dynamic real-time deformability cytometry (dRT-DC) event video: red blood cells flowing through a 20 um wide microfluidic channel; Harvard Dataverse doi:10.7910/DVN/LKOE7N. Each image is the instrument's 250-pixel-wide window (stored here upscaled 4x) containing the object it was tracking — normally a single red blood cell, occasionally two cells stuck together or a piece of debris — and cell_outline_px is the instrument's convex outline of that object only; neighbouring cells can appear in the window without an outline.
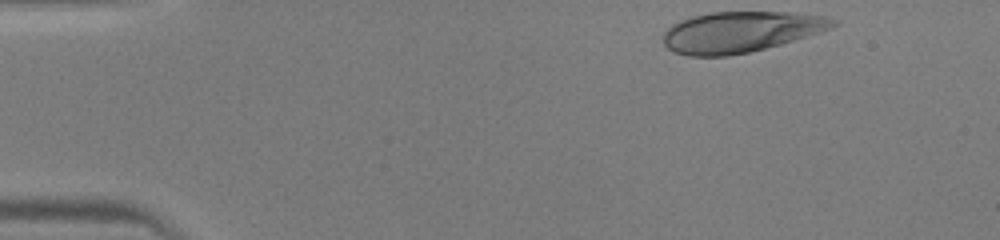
{"species": "human", "species_latin": "Homo sapiens", "temperature_condition": "warm", "stored_images_in_passage": 34, "camera_frame_rate_fps": 3000, "um_per_image_px": 0.085, "donor": {"sex": "male"}, "frame": {"image": 1, "passage_image": 1, "time_ms": 0.0, "image_size_px": [1000, 240], "cell_outline_px": [[840, 24], [832, 28], [820, 32], [780, 44], [748, 52], [728, 56], [688, 56], [676, 52], [668, 48], [664, 44], [664, 32], [672, 24], [680, 20], [692, 16], [712, 12], [788, 12], [824, 16], [840, 20]], "centroid_in_image_um": [62.97, 2.7], "position_along_channel_um": 22.0, "area_um2": 40.29}}
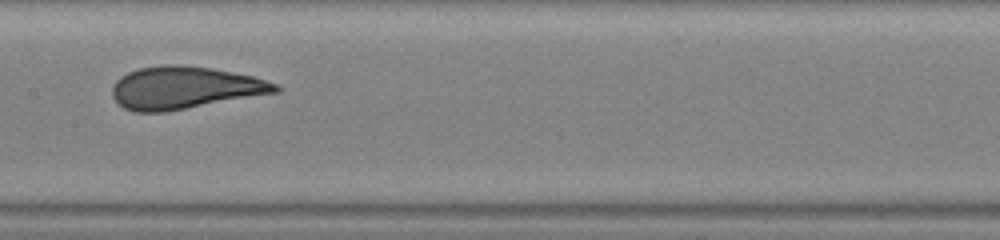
{"frame": {"image": 2, "passage_image": 19, "time_ms": 6.0, "image_size_px": [1000, 240], "cell_outline_px": [[280, 92], [164, 112], [136, 112], [124, 108], [112, 96], [112, 84], [120, 76], [128, 72], [140, 68], [160, 64], [176, 64], [212, 68], [252, 76], [276, 84], [280, 88]], "centroid_in_image_um": [15.66, 7.45], "position_along_channel_um": 191.7, "area_um2": 40.29}}
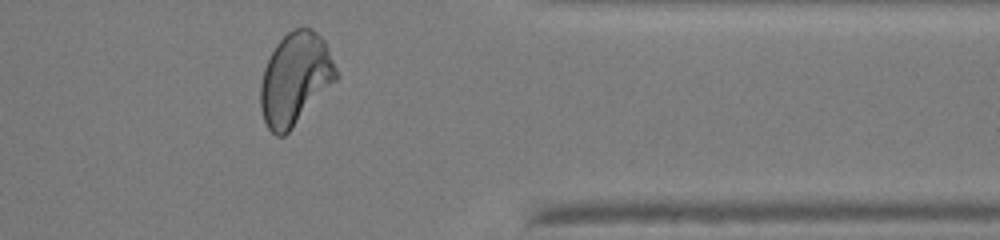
{"frame": {"image": 3, "passage_image": 33, "time_ms": 10.667, "image_size_px": [1000, 240], "cell_outline_px": [[340, 76], [292, 128], [284, 136], [276, 136], [268, 128], [264, 120], [260, 108], [260, 84], [264, 68], [276, 44], [292, 28], [312, 28], [324, 40]], "centroid_in_image_um": [25.09, 6.7], "position_along_channel_um": 386.3, "area_um2": 40.46}}